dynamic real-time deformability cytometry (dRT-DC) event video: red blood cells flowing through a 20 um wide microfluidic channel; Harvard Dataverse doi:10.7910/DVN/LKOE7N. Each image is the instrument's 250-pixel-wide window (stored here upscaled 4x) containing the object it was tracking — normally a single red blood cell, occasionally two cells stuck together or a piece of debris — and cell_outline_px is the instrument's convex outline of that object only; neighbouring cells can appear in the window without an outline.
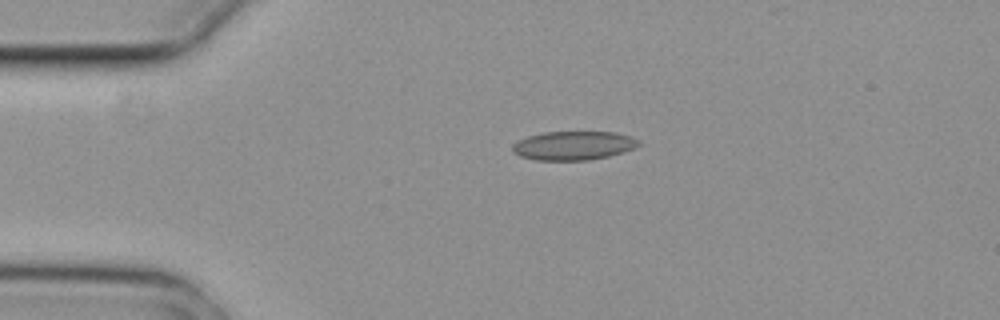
{"species": "common noctule bat (a hibernating species)", "species_latin": "Nyctalus noctula", "temperature_condition": "cold", "stored_images_in_passage": 2, "camera_frame_rate_fps": 3000, "um_per_image_px": 0.085, "animal": {"sex": "female", "body_mass_g": 29.2, "forearm_length_mm": 56.3}, "frame": {"image": 1, "passage_image": 1, "time_ms": 0.0, "image_size_px": [1000, 320], "cell_outline_px": [[640, 144], [624, 152], [608, 156], [588, 160], [536, 160], [520, 156], [512, 152], [512, 144], [528, 136], [544, 132], [616, 132], [632, 136], [640, 140]], "centroid_in_image_um": [48.75, 12.37], "position_along_channel_um": 36.2, "area_um2": 21.21}}